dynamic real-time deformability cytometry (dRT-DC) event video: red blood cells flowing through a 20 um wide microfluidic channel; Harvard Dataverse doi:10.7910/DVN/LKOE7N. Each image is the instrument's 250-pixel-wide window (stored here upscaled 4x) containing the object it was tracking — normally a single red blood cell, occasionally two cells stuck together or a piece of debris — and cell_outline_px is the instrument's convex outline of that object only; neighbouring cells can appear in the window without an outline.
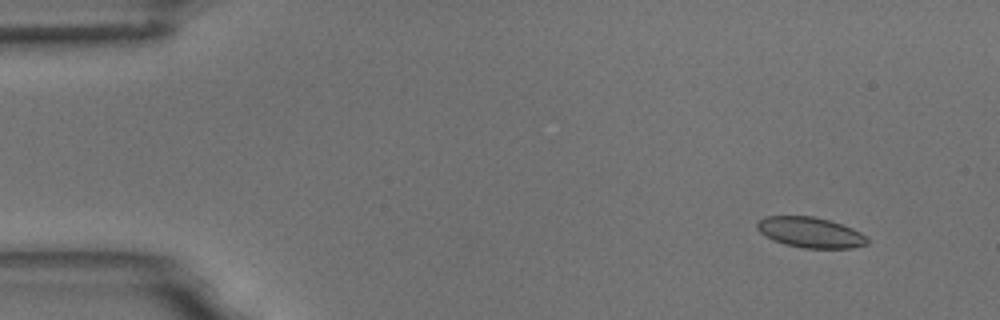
{"species": "common noctule bat (a hibernating species)", "species_latin": "Nyctalus noctula", "temperature_condition": "room temperature", "stored_images_in_passage": 4, "camera_frame_rate_fps": 3000, "um_per_image_px": 0.085, "animal": {"sex": "male", "body_mass_g": 18.8}, "frame": {"image": 1, "passage_image": 1, "time_ms": 0.0, "image_size_px": [1000, 320], "cell_outline_px": [[868, 244], [852, 248], [804, 248], [784, 244], [772, 240], [764, 236], [756, 228], [756, 224], [764, 216], [812, 216], [828, 220], [852, 228], [860, 232], [868, 240]], "centroid_in_image_um": [68.84, 19.76], "position_along_channel_um": 16.2, "area_um2": 19.54}}
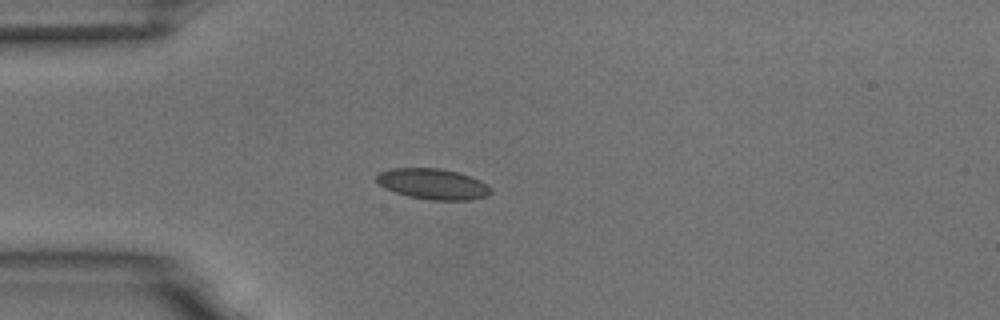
{"frame": {"image": 2, "passage_image": 4, "time_ms": 3.333, "image_size_px": [1000, 320], "cell_outline_px": [[492, 192], [488, 196], [472, 200], [432, 200], [408, 196], [396, 192], [380, 184], [376, 180], [376, 176], [380, 172], [388, 168], [440, 168], [456, 172], [480, 180], [492, 188]], "centroid_in_image_um": [36.83, 15.64], "position_along_channel_um": 48.2, "area_um2": 20.35}}